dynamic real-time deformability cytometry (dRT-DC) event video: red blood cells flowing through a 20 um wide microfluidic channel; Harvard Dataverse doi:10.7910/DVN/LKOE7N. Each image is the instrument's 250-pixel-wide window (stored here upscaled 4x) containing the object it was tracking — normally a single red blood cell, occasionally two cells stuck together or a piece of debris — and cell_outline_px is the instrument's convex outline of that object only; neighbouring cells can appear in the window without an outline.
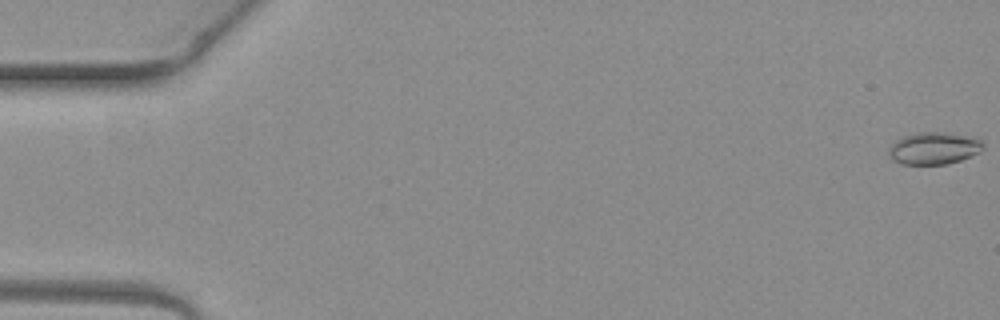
{"species": "common noctule bat (a hibernating species)", "species_latin": "Nyctalus noctula", "temperature_condition": "warm", "stored_images_in_passage": 5, "camera_frame_rate_fps": 3000, "um_per_image_px": 0.085, "animal": {"sex": "female", "body_mass_g": 19.3, "forearm_length_mm": 54.1}, "frame": {"image": 1, "passage_image": 1, "time_ms": 0.0, "image_size_px": [1000, 320], "cell_outline_px": [[984, 148], [980, 152], [960, 160], [948, 164], [900, 164], [892, 160], [888, 156], [888, 148], [896, 140], [904, 136], [916, 132], [944, 132], [980, 140], [984, 144]], "centroid_in_image_um": [79.32, 12.61], "position_along_channel_um": 5.7, "area_um2": 17.63}}
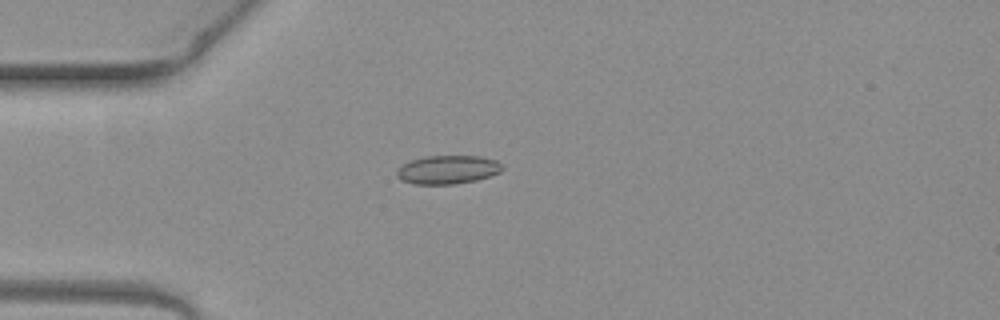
{"frame": {"image": 2, "passage_image": 5, "time_ms": 1.333, "image_size_px": [1000, 320], "cell_outline_px": [[504, 168], [500, 172], [476, 180], [452, 184], [416, 184], [400, 180], [396, 176], [396, 168], [412, 160], [424, 156], [480, 156], [496, 160]], "centroid_in_image_um": [38.02, 14.42], "position_along_channel_um": 47.0, "area_um2": 17.51}}